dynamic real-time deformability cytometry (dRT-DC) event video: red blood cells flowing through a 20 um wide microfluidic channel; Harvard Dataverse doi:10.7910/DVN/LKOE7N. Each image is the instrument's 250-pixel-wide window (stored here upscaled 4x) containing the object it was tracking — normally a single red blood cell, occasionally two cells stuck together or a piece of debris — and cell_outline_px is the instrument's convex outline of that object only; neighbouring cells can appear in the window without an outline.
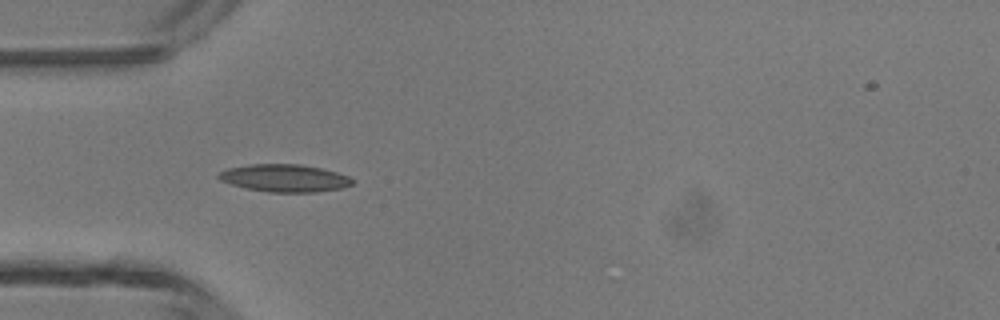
{"species": "common noctule bat (a hibernating species)", "species_latin": "Nyctalus noctula", "temperature_condition": "room temperature", "stored_images_in_passage": 32, "camera_frame_rate_fps": 3000, "um_per_image_px": 0.085, "animal": {"sex": "male", "body_mass_g": 13.3}, "frame": {"image": 1, "passage_image": 3, "time_ms": 0.667, "image_size_px": [1000, 320], "cell_outline_px": [[356, 180], [352, 184], [344, 188], [316, 192], [268, 192], [248, 188], [232, 184], [220, 180], [216, 176], [220, 172], [228, 168], [248, 164], [300, 164], [320, 168], [336, 172], [348, 176]], "centroid_in_image_um": [24.22, 15.14], "position_along_channel_um": 60.8, "area_um2": 21.44}}
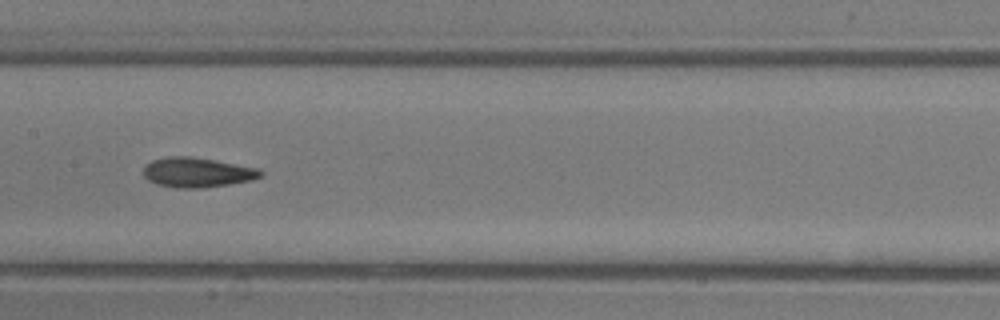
{"frame": {"image": 2, "passage_image": 12, "time_ms": 3.667, "image_size_px": [1000, 320], "cell_outline_px": [[264, 172], [260, 176], [252, 180], [228, 184], [200, 188], [176, 188], [156, 184], [148, 180], [144, 176], [144, 168], [152, 160], [168, 156], [188, 156], [216, 160], [256, 168]], "centroid_in_image_um": [16.74, 14.65], "position_along_channel_um": 190.7, "area_um2": 20.17}}
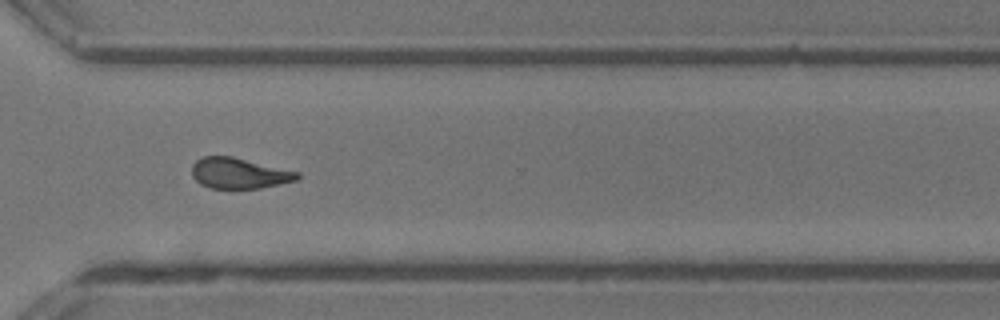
{"frame": {"image": 3, "passage_image": 23, "time_ms": 7.333, "image_size_px": [1000, 320], "cell_outline_px": [[300, 176], [296, 180], [280, 184], [260, 188], [212, 188], [200, 184], [192, 176], [192, 164], [196, 160], [204, 156], [232, 156], [300, 172]], "centroid_in_image_um": [20.32, 14.72], "position_along_channel_um": 350.3, "area_um2": 18.84}, "authors_computed_cell_mechanics": {"area_um2": 19.652, "velocity_mm_per_s": 4.3711, "shape_relaxation_time_tau1_ms": 5.0071, "shape_relaxation_time_tau2_ms": 3.1899, "deformation_change_tau1": 0.1416, "deformation_change_tau2": 0.1099}}